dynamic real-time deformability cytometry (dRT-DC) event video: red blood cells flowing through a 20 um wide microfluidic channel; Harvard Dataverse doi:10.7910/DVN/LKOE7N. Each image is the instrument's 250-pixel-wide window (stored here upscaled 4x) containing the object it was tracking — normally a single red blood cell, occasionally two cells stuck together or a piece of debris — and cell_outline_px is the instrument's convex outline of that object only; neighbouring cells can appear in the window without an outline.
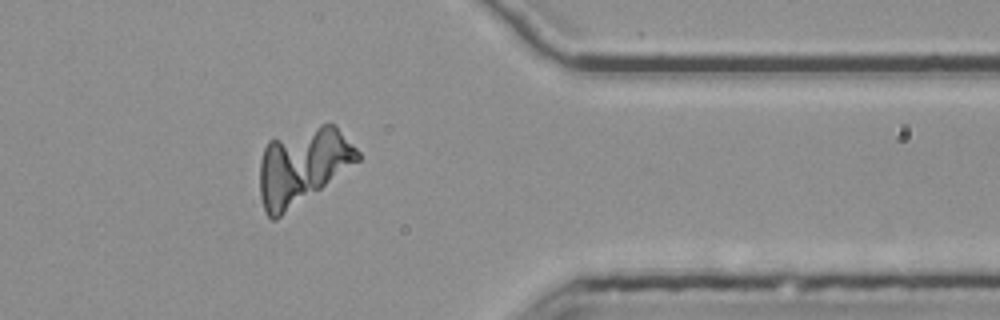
{"species": "common noctule bat (a hibernating species)", "species_latin": "Nyctalus noctula", "temperature_condition": "room temperature", "stored_images_in_passage": 54, "camera_frame_rate_fps": 3000, "um_per_image_px": 0.085, "animal": {"sex": "female", "body_mass_g": 25.1}, "frame": {"image": 1, "passage_image": 44, "time_ms": 14.333, "image_size_px": [1000, 320], "cell_outline_px": [[360, 160], [276, 220], [272, 220], [264, 212], [260, 196], [260, 160], [264, 148], [268, 140], [320, 124], [336, 124], [360, 152]], "centroid_in_image_um": [25.71, 14.1], "position_along_channel_um": 385.7, "area_um2": 43.58}}
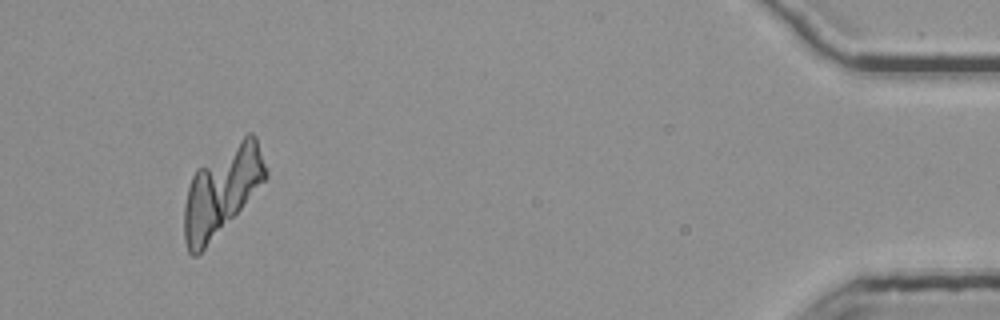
{"frame": {"image": 2, "passage_image": 51, "time_ms": 16.667, "image_size_px": [1000, 320], "cell_outline_px": [[268, 176], [240, 208], [204, 248], [196, 256], [192, 256], [188, 252], [184, 240], [184, 204], [188, 188], [192, 176], [196, 168], [248, 132], [252, 132], [256, 136], [268, 172]], "centroid_in_image_um": [18.83, 16.17], "position_along_channel_um": 416.4, "area_um2": 41.27}}